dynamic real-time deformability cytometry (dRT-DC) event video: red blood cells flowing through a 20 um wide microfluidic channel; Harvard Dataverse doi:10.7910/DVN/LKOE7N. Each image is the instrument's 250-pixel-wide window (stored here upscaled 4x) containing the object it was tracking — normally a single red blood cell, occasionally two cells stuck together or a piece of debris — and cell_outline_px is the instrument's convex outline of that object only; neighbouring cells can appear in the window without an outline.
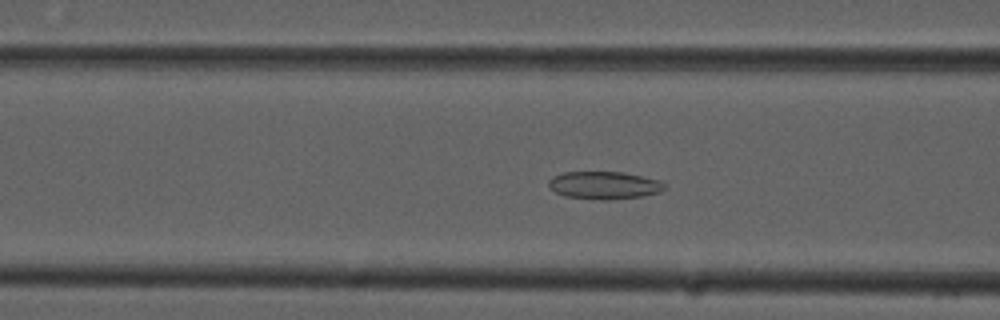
{"species": "common noctule bat (a hibernating species)", "species_latin": "Nyctalus noctula", "temperature_condition": "cold", "stored_images_in_passage": 53, "camera_frame_rate_fps": 3000, "um_per_image_px": 0.085, "animal": {"sex": "male", "forearm_length_mm": 52.5}, "frame": {"image": 1, "passage_image": 20, "time_ms": 6.333, "image_size_px": [1000, 320], "cell_outline_px": [[664, 188], [660, 192], [640, 196], [612, 200], [604, 200], [564, 196], [556, 192], [548, 184], [548, 180], [552, 176], [564, 172], [624, 172], [660, 180], [664, 184]], "centroid_in_image_um": [51.34, 15.74], "position_along_channel_um": 115.3, "area_um2": 18.61}}
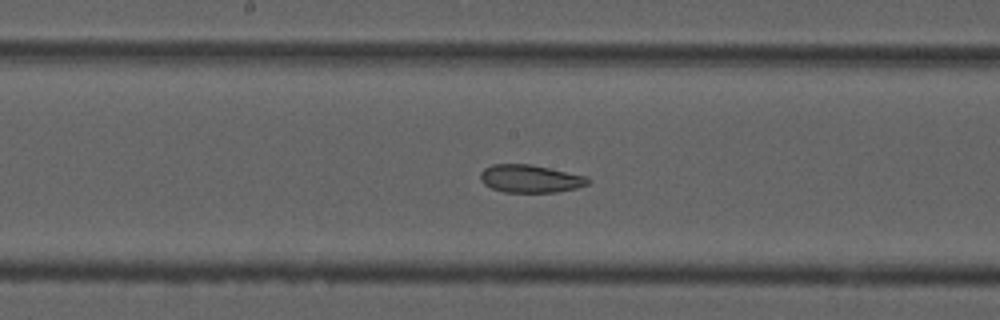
{"frame": {"image": 2, "passage_image": 27, "time_ms": 8.667, "image_size_px": [1000, 320], "cell_outline_px": [[592, 180], [588, 184], [576, 188], [556, 192], [504, 192], [492, 188], [484, 184], [480, 180], [480, 172], [484, 168], [492, 164], [532, 164], [588, 176]], "centroid_in_image_um": [45.09, 15.18], "position_along_channel_um": 203.1, "area_um2": 17.63}}
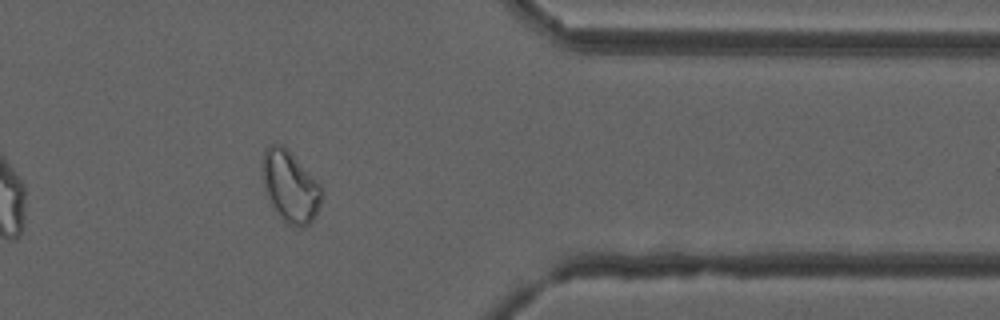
{"frame": {"image": 3, "passage_image": 43, "time_ms": 14.0, "image_size_px": [1000, 320], "cell_outline_px": [[320, 204], [316, 216], [304, 228], [300, 228], [288, 224], [280, 216], [268, 200], [264, 188], [260, 172], [260, 168], [264, 148], [268, 144], [284, 144], [320, 184]], "centroid_in_image_um": [24.61, 15.81], "position_along_channel_um": 386.8, "area_um2": 24.97}, "authors_computed_cell_mechanics": {"area_um2": 22.4264, "velocity_mm_per_s": 3.7683, "shape_relaxation_time_tau1_ms": null, "shape_relaxation_time_tau2_ms": 2.4599, "deformation_change_tau1": null, "deformation_change_tau2": 0.0816}}